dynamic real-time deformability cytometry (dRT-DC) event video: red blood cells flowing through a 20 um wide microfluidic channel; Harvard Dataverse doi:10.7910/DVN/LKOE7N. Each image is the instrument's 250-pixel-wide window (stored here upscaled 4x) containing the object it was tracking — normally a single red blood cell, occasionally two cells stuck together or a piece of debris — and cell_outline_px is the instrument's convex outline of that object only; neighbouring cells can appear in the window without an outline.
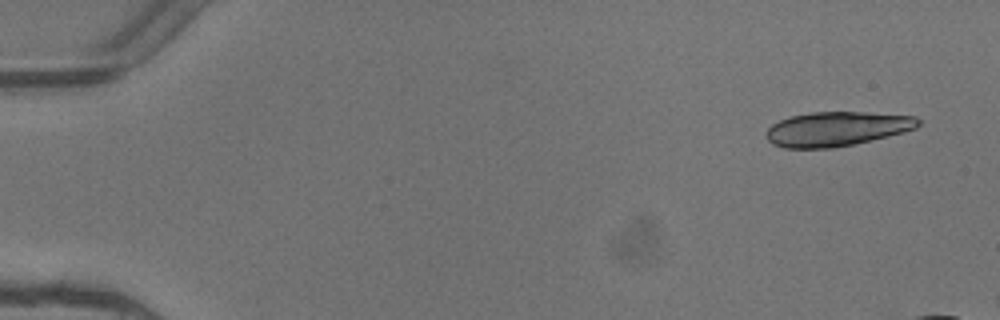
{"species": "common noctule bat (a hibernating species)", "species_latin": "Nyctalus noctula", "temperature_condition": "warm", "stored_images_in_passage": 4, "camera_frame_rate_fps": 3000, "um_per_image_px": 0.085, "animal": {"sex": "female"}, "frame": {"image": 1, "passage_image": 1, "time_ms": 0.0, "image_size_px": [1000, 320], "cell_outline_px": [[920, 124], [916, 128], [904, 132], [888, 136], [852, 144], [832, 148], [784, 148], [772, 144], [768, 140], [768, 128], [772, 124], [780, 120], [792, 116], [812, 112], [864, 112], [916, 116], [920, 120]], "centroid_in_image_um": [71.14, 10.95], "position_along_channel_um": 13.9, "area_um2": 30.29}}